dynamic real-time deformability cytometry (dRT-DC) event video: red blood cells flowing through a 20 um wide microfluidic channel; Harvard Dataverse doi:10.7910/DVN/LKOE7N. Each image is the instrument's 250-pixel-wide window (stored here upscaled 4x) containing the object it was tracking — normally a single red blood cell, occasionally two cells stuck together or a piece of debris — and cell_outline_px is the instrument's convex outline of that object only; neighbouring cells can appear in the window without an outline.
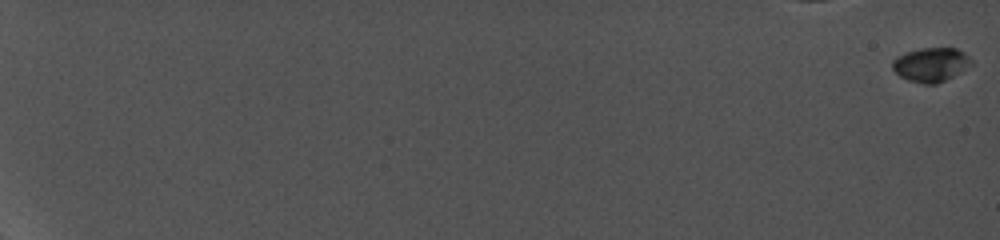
{"species": "common noctule bat (a hibernating species)", "species_latin": "Nyctalus noctula", "temperature_condition": "cold", "stored_images_in_passage": 17, "camera_frame_rate_fps": 5000, "um_per_image_px": 0.085, "animal": {"sex": "female", "body_mass_g": 19.0, "forearm_length_mm": 56.7}, "frame": {"image": 1, "passage_image": 1, "time_ms": 0.0, "image_size_px": [1000, 240], "cell_outline_px": [[972, 64], [960, 72], [936, 84], [924, 84], [908, 80], [900, 76], [892, 68], [892, 60], [896, 56], [904, 52], [920, 48], [956, 48], [964, 52], [972, 60]], "centroid_in_image_um": [79.1, 5.48], "position_along_channel_um": 5.9, "area_um2": 15.66}}
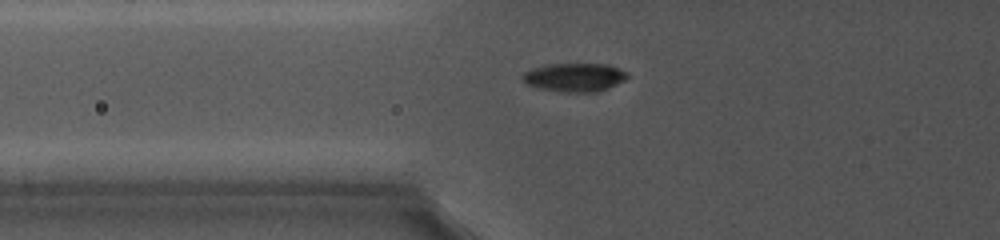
{"frame": {"image": 2, "passage_image": 12, "time_ms": 9.2, "image_size_px": [1000, 240], "cell_outline_px": [[628, 76], [624, 80], [608, 88], [596, 92], [560, 92], [536, 88], [520, 80], [520, 76], [524, 72], [532, 68], [548, 64], [608, 64], [620, 68], [628, 72]], "centroid_in_image_um": [48.8, 6.57], "position_along_channel_um": 77.0, "area_um2": 17.69}}